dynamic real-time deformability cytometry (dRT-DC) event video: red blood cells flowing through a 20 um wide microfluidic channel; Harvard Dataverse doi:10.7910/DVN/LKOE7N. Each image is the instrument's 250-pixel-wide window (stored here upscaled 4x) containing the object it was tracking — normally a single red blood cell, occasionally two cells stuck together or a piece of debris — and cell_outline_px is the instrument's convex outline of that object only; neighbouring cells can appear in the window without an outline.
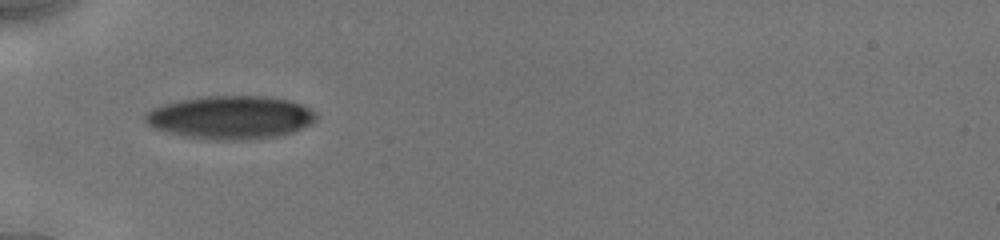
{"species": "human", "species_latin": "Homo sapiens", "temperature_condition": "cold", "stored_images_in_passage": 33, "camera_frame_rate_fps": 3000, "um_per_image_px": 0.085, "donor": {"sex": "male"}, "frame": {"image": 1, "passage_image": 1, "time_ms": 0.0, "image_size_px": [1000, 240], "cell_outline_px": [[320, 116], [312, 124], [292, 132], [280, 136], [236, 140], [224, 140], [184, 136], [152, 128], [144, 120], [144, 116], [152, 108], [164, 104], [180, 100], [208, 96], [264, 96], [288, 100], [300, 104], [316, 112]], "centroid_in_image_um": [19.63, 9.98], "position_along_channel_um": 65.4, "area_um2": 42.89}}
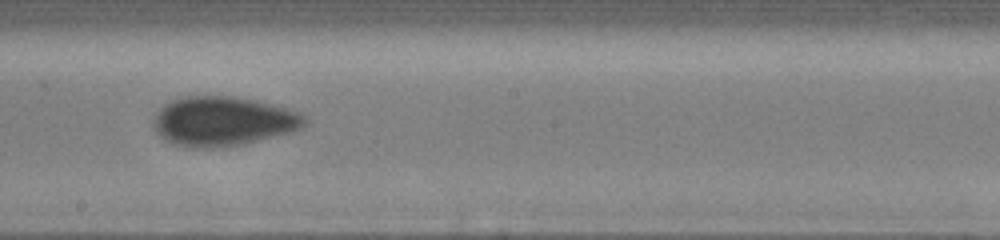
{"frame": {"image": 2, "passage_image": 15, "time_ms": 4.333, "image_size_px": [1000, 240], "cell_outline_px": [[308, 124], [300, 128], [288, 132], [240, 144], [200, 148], [188, 148], [172, 144], [156, 132], [152, 128], [152, 120], [156, 112], [164, 104], [172, 100], [184, 96], [232, 96], [256, 100], [272, 104], [300, 112], [308, 116]], "centroid_in_image_um": [18.92, 10.29], "position_along_channel_um": 229.3, "area_um2": 43.52}}
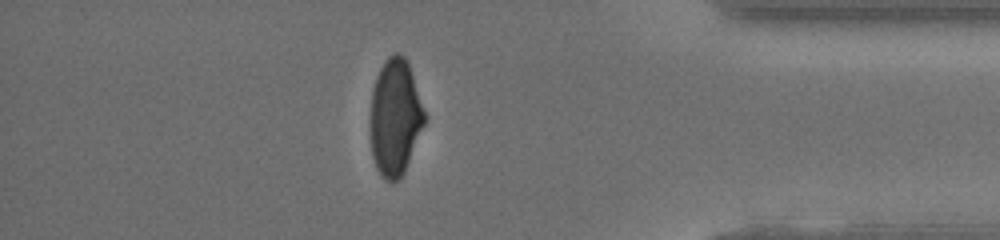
{"frame": {"image": 3, "passage_image": 29, "time_ms": 9.333, "image_size_px": [1000, 240], "cell_outline_px": [[424, 124], [404, 172], [396, 180], [384, 180], [380, 176], [376, 168], [372, 156], [372, 88], [376, 76], [380, 68], [388, 56], [396, 52], [400, 52], [408, 60], [424, 112]], "centroid_in_image_um": [33.58, 9.94], "position_along_channel_um": 401.6, "area_um2": 36.13}, "authors_computed_cell_mechanics": {"area_um2": 41.9628, "velocity_mm_per_s": 3.9297, "shape_relaxation_time_tau1_ms": 4.6076, "shape_relaxation_time_tau2_ms": 1.1504, "deformation_change_tau1": 0.1476, "deformation_change_tau2": 0.0518}}